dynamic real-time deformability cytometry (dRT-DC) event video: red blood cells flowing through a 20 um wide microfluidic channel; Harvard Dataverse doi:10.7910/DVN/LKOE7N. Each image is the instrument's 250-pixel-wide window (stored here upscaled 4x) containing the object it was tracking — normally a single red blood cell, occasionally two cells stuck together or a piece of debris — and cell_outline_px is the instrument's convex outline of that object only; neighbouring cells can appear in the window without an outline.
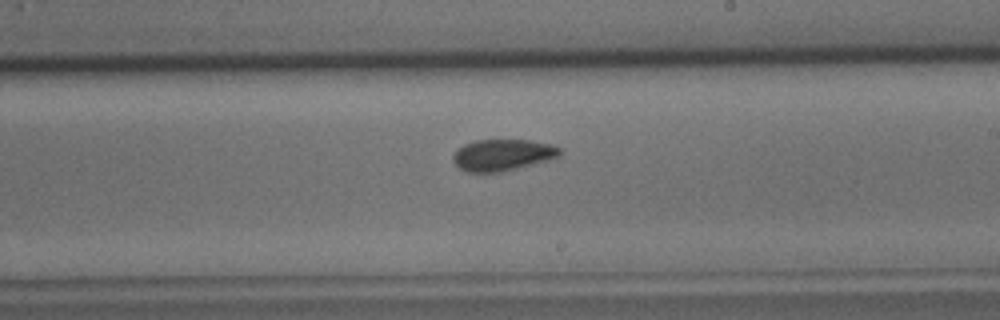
{"species": "common noctule bat (a hibernating species)", "species_latin": "Nyctalus noctula", "temperature_condition": "cold", "stored_images_in_passage": 27, "camera_frame_rate_fps": 3000, "um_per_image_px": 0.085, "animal": {"sex": "male", "body_mass_g": 15.6}, "frame": {"image": 1, "passage_image": 16, "time_ms": 5.0, "image_size_px": [1000, 320], "cell_outline_px": [[560, 156], [548, 160], [500, 172], [468, 172], [460, 168], [452, 160], [452, 156], [456, 148], [464, 144], [476, 140], [528, 140], [552, 144], [560, 148]], "centroid_in_image_um": [42.69, 13.16], "position_along_channel_um": 246.3, "area_um2": 19.54}}